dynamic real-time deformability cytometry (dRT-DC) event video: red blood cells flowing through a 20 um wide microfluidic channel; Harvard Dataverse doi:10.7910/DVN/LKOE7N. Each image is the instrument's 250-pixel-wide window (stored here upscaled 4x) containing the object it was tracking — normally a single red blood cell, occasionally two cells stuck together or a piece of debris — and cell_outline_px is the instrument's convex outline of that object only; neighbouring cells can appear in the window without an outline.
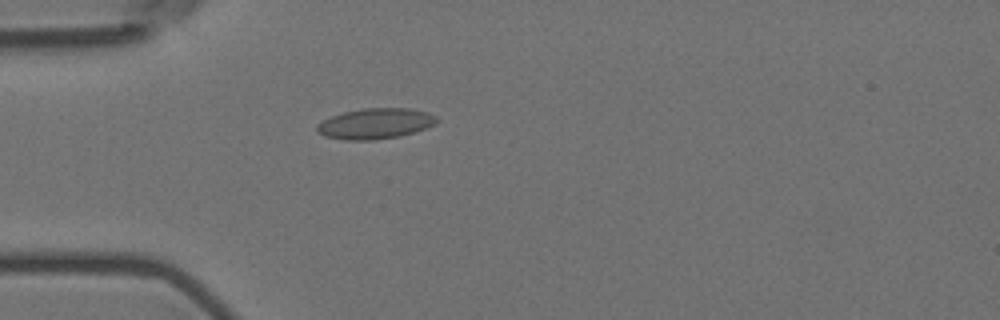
{"species": "Egyptian fruit bat (a non-hibernating species)", "species_latin": "Rousettus aegyptiacus", "temperature_condition": "room temperature", "stored_images_in_passage": 26, "camera_frame_rate_fps": 3000, "um_per_image_px": 0.085, "animal": {"sex": "female"}, "frame": {"image": 1, "passage_image": 1, "time_ms": 0.0, "image_size_px": [1000, 320], "cell_outline_px": [[436, 124], [400, 136], [372, 140], [344, 140], [324, 136], [316, 132], [316, 124], [332, 116], [344, 112], [364, 108], [408, 108], [428, 112], [436, 116]], "centroid_in_image_um": [31.87, 10.51], "position_along_channel_um": 53.1, "area_um2": 21.27}}
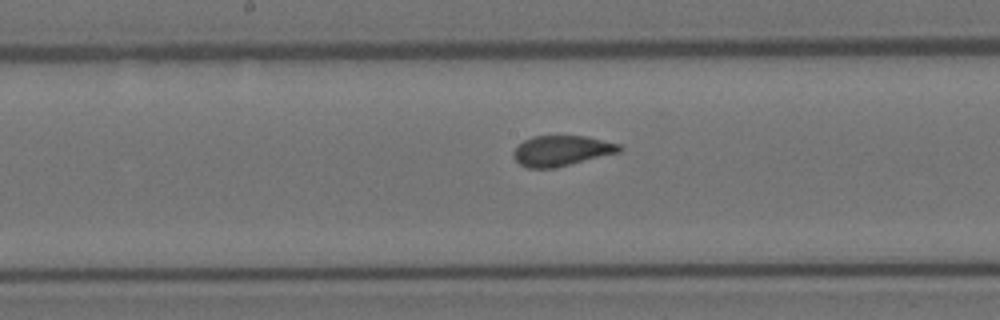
{"frame": {"image": 2, "passage_image": 14, "time_ms": 4.333, "image_size_px": [1000, 320], "cell_outline_px": [[624, 148], [620, 152], [556, 168], [528, 168], [520, 164], [512, 156], [512, 152], [524, 140], [532, 136], [584, 136], [620, 144]], "centroid_in_image_um": [47.74, 12.82], "position_along_channel_um": 200.5, "area_um2": 18.79}}
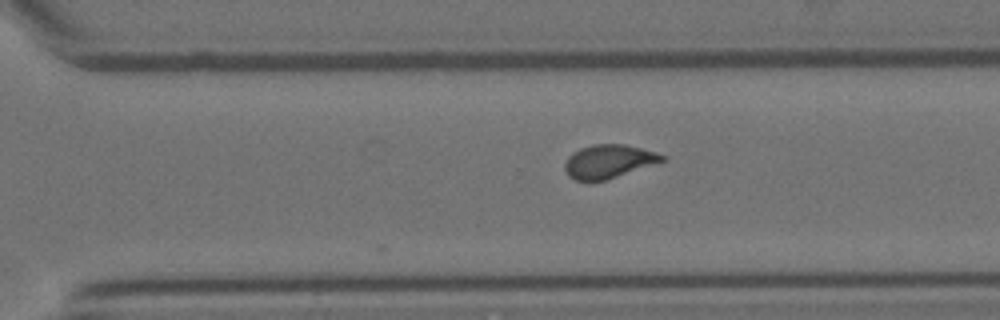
{"frame": {"image": 3, "passage_image": 24, "time_ms": 7.667, "image_size_px": [1000, 320], "cell_outline_px": [[668, 160], [604, 180], [588, 184], [576, 180], [568, 176], [564, 168], [564, 164], [568, 156], [572, 152], [580, 148], [592, 144], [624, 144], [656, 152], [664, 156]], "centroid_in_image_um": [51.69, 13.74], "position_along_channel_um": 318.9, "area_um2": 19.31}}